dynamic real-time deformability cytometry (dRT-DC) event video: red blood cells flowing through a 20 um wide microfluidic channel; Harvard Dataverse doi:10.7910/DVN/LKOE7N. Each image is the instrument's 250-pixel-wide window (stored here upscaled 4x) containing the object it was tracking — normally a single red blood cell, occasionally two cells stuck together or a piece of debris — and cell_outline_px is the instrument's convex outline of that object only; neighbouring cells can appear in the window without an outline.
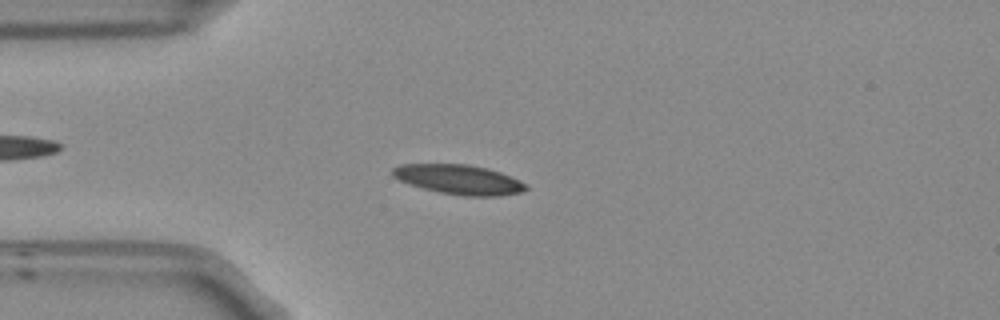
{"species": "Egyptian fruit bat (a non-hibernating species)", "species_latin": "Rousettus aegyptiacus", "temperature_condition": "room temperature", "stored_images_in_passage": 49, "camera_frame_rate_fps": 3000, "um_per_image_px": 0.085, "frame": {"image": 1, "passage_image": 9, "time_ms": 2.667, "image_size_px": [1000, 320], "cell_outline_px": [[528, 188], [520, 192], [500, 196], [464, 196], [440, 192], [408, 184], [392, 176], [392, 168], [400, 164], [468, 164], [488, 168], [500, 172], [520, 180], [528, 184]], "centroid_in_image_um": [39.02, 15.25], "position_along_channel_um": 46.0, "area_um2": 23.06}}
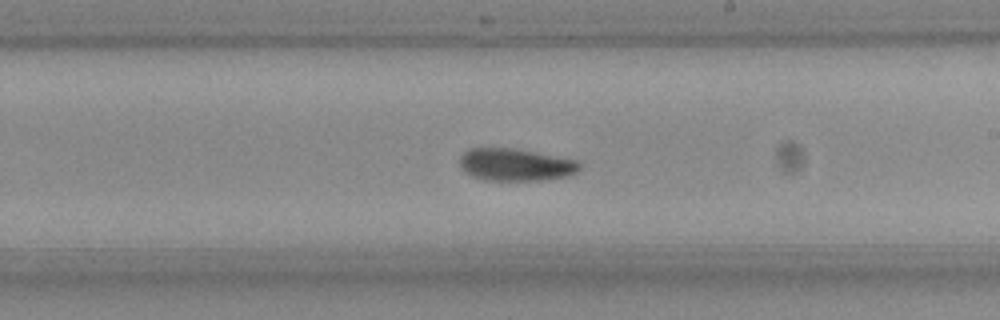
{"frame": {"image": 2, "passage_image": 26, "time_ms": 8.333, "image_size_px": [1000, 320], "cell_outline_px": [[580, 168], [576, 172], [568, 176], [548, 180], [484, 180], [472, 176], [464, 172], [460, 164], [460, 156], [468, 148], [512, 148], [576, 160], [580, 164]], "centroid_in_image_um": [43.8, 14.01], "position_along_channel_um": 245.2, "area_um2": 22.54}}
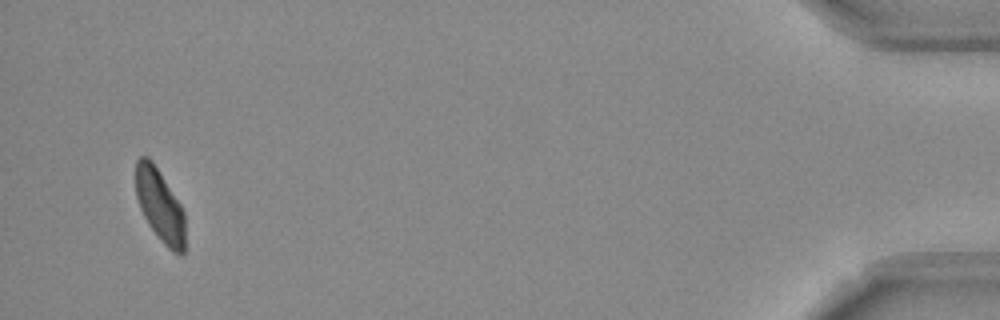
{"frame": {"image": 3, "passage_image": 47, "time_ms": 15.333, "image_size_px": [1000, 320], "cell_outline_px": [[184, 256], [180, 256], [172, 252], [164, 244], [148, 224], [140, 208], [136, 196], [136, 160], [140, 156], [148, 156], [152, 160], [180, 204], [184, 212]], "centroid_in_image_um": [13.59, 17.48], "position_along_channel_um": 421.6, "area_um2": 20.81}, "authors_computed_cell_mechanics": {"area_um2": 22.4264, "velocity_mm_per_s": 3.7381, "shape_relaxation_time_tau1_ms": 7.4793, "shape_relaxation_time_tau2_ms": null, "deformation_change_tau1": 0.1403, "deformation_change_tau2": null}}